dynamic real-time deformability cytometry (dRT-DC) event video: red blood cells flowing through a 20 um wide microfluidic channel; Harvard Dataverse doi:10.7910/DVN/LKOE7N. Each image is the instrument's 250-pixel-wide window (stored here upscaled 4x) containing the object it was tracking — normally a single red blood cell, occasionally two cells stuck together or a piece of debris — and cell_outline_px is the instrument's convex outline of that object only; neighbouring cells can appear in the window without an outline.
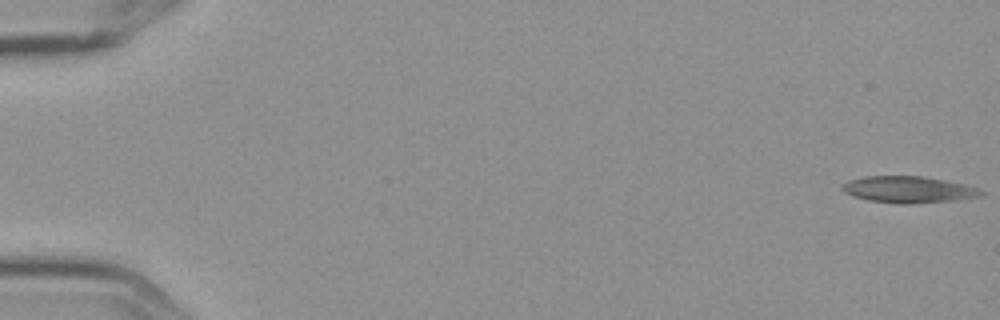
{"species": "Egyptian fruit bat (a non-hibernating species)", "species_latin": "Rousettus aegyptiacus", "temperature_condition": "cold", "stored_images_in_passage": 9, "camera_frame_rate_fps": 3000, "um_per_image_px": 0.085, "frame": {"image": 1, "passage_image": 1, "time_ms": 0.0, "image_size_px": [1000, 320], "cell_outline_px": [[984, 196], [956, 200], [912, 204], [900, 204], [868, 200], [852, 196], [844, 192], [840, 188], [840, 184], [848, 180], [864, 176], [924, 176], [964, 184], [976, 188], [984, 192]], "centroid_in_image_um": [77.18, 16.11], "position_along_channel_um": 7.8, "area_um2": 21.73}}
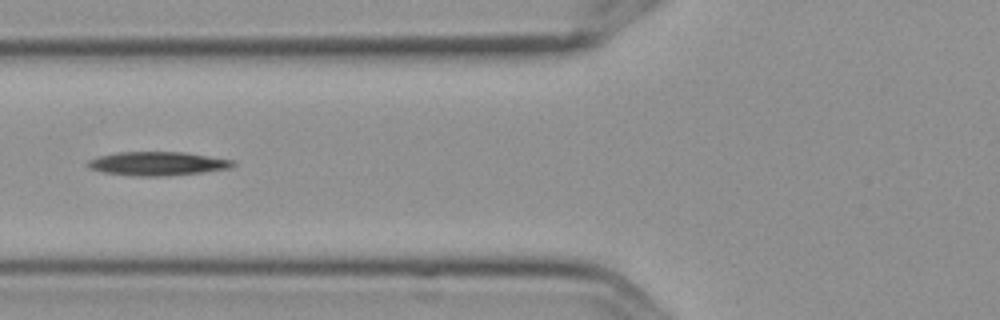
{"frame": {"image": 2, "passage_image": 7, "time_ms": 2.0, "image_size_px": [1000, 320], "cell_outline_px": [[236, 164], [232, 168], [204, 172], [168, 176], [136, 176], [104, 172], [88, 168], [84, 164], [88, 160], [100, 156], [116, 152], [184, 152], [236, 160]], "centroid_in_image_um": [13.42, 13.91], "position_along_channel_um": 112.4, "area_um2": 20.35}}
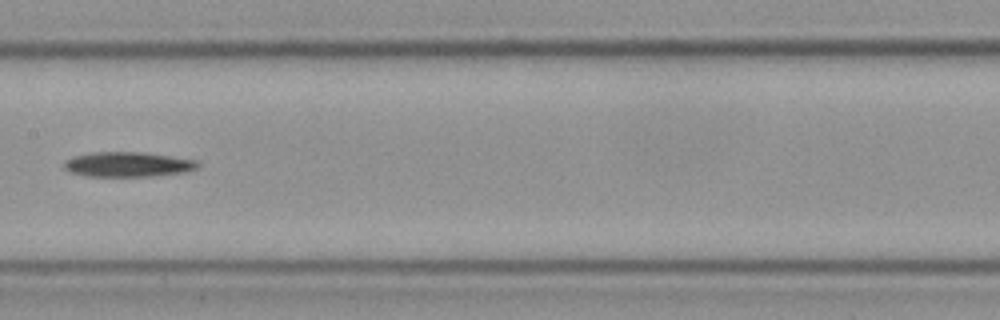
{"frame": {"image": 3, "passage_image": 9, "time_ms": 2.667, "image_size_px": [1000, 320], "cell_outline_px": [[200, 164], [196, 168], [184, 172], [152, 176], [88, 176], [72, 172], [64, 168], [64, 160], [72, 156], [88, 152], [140, 152], [196, 160]], "centroid_in_image_um": [10.82, 13.96], "position_along_channel_um": 196.6, "area_um2": 19.25}}